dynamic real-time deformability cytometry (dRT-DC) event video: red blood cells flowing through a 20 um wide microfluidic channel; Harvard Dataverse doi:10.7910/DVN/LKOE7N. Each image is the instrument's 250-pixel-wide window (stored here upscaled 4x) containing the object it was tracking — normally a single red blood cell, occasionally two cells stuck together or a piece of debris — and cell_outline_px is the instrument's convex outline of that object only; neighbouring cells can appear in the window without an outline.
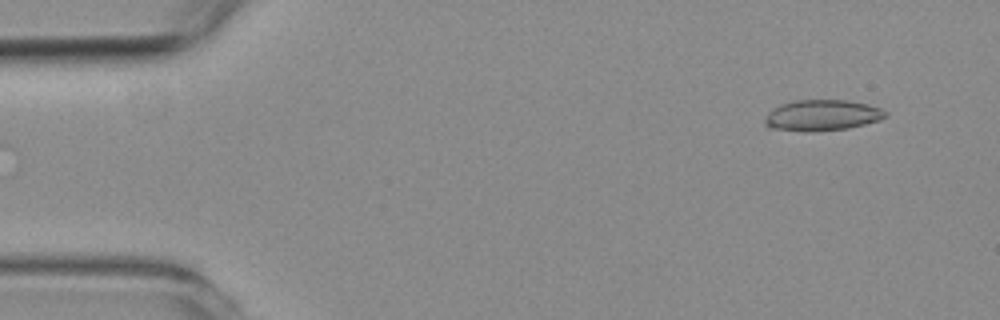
{"species": "common noctule bat (a hibernating species)", "species_latin": "Nyctalus noctula", "temperature_condition": "room temperature", "stored_images_in_passage": 12, "camera_frame_rate_fps": 3000, "um_per_image_px": 0.085, "animal": {"sex": "female", "body_mass_g": 19.3, "forearm_length_mm": 54.1}, "frame": {"image": 1, "passage_image": 2, "time_ms": 0.333, "image_size_px": [1000, 320], "cell_outline_px": [[888, 116], [880, 120], [848, 128], [768, 128], [764, 124], [764, 120], [768, 112], [772, 108], [780, 104], [796, 100], [848, 100], [868, 104], [880, 108], [888, 112]], "centroid_in_image_um": [69.93, 9.73], "position_along_channel_um": 15.1, "area_um2": 20.81}}